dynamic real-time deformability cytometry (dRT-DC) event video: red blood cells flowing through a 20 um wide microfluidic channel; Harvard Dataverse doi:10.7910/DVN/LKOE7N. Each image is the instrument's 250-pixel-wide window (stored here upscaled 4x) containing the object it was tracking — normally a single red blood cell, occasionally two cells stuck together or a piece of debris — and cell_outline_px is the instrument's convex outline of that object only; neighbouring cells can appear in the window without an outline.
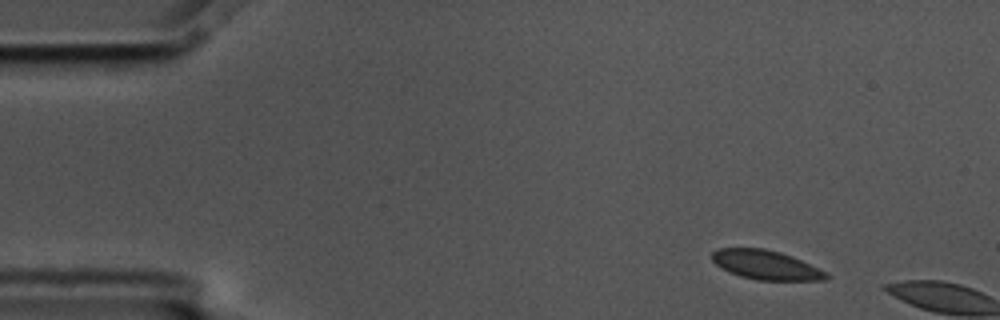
{"species": "common noctule bat (a hibernating species)", "species_latin": "Nyctalus noctula", "temperature_condition": "cold", "stored_images_in_passage": 3, "camera_frame_rate_fps": 3000, "um_per_image_px": 0.085, "animal": {"sex": "male", "body_mass_g": 17.5, "forearm_length_mm": 52.3}, "frame": {"image": 1, "passage_image": 1, "time_ms": 0.0, "image_size_px": [1000, 320], "cell_outline_px": [[828, 276], [824, 280], [756, 280], [740, 276], [716, 264], [712, 260], [712, 252], [720, 248], [764, 248], [780, 252], [792, 256], [824, 272]], "centroid_in_image_um": [65.06, 22.51], "position_along_channel_um": 19.9, "area_um2": 18.96}}